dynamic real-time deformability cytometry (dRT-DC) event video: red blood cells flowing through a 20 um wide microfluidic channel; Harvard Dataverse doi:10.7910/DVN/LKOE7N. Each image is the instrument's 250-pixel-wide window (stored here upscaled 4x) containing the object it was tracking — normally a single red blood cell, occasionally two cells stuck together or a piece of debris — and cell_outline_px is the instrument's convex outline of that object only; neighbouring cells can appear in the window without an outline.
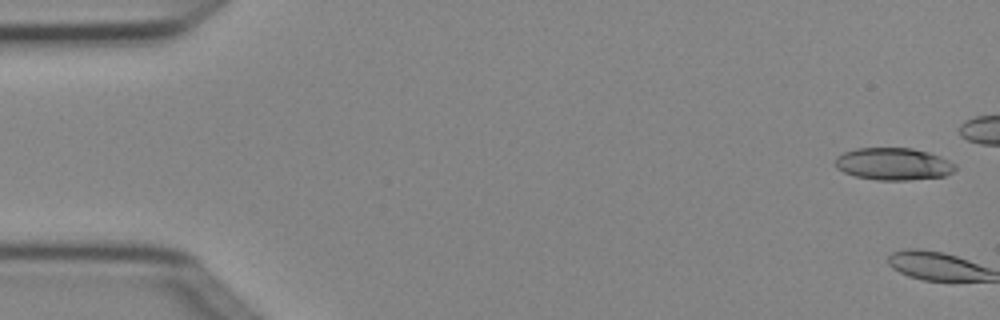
{"species": "Egyptian fruit bat (a non-hibernating species)", "species_latin": "Rousettus aegyptiacus", "temperature_condition": "cold", "stored_images_in_passage": 6, "camera_frame_rate_fps": 3000, "um_per_image_px": 0.085, "animal": {"sex": "female"}, "frame": {"image": 1, "passage_image": 1, "time_ms": 0.0, "image_size_px": [1000, 320], "cell_outline_px": [[956, 168], [952, 172], [944, 176], [908, 180], [876, 180], [856, 176], [844, 172], [836, 168], [836, 156], [844, 152], [856, 148], [912, 148], [928, 152], [940, 156], [956, 164]], "centroid_in_image_um": [75.94, 13.93], "position_along_channel_um": 9.1, "area_um2": 22.54}}
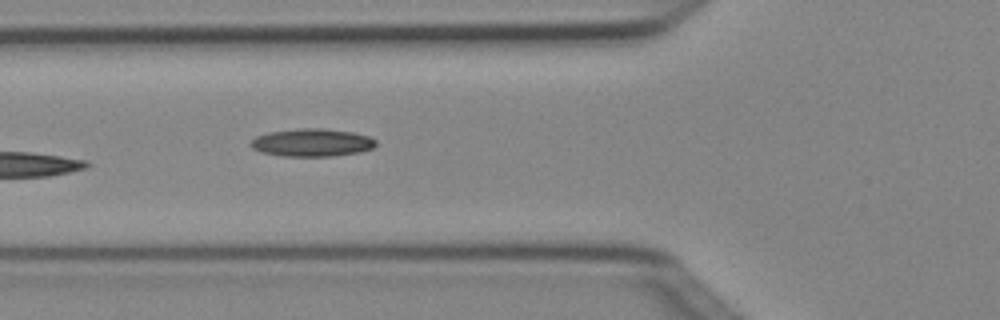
{"frame": {"image": 2, "passage_image": 6, "time_ms": 1.667, "image_size_px": [1000, 320], "cell_outline_px": [[376, 144], [372, 148], [360, 152], [332, 156], [284, 156], [260, 152], [252, 148], [248, 144], [256, 136], [268, 132], [296, 128], [324, 128], [352, 132], [368, 136], [376, 140]], "centroid_in_image_um": [26.49, 12.11], "position_along_channel_um": 99.3, "area_um2": 20.4}}